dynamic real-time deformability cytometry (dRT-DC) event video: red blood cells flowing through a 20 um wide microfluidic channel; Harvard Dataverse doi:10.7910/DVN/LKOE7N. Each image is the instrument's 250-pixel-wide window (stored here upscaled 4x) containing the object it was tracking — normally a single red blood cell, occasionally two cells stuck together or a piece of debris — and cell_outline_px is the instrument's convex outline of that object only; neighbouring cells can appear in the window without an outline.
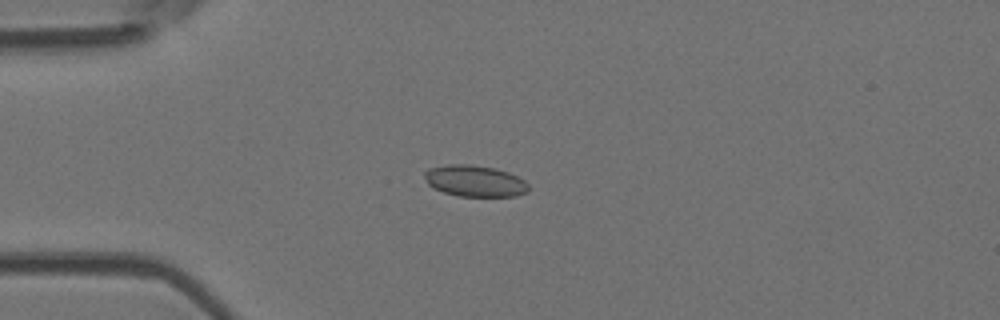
{"species": "Egyptian fruit bat (a non-hibernating species)", "species_latin": "Rousettus aegyptiacus", "temperature_condition": "room temperature", "stored_images_in_passage": 5, "camera_frame_rate_fps": 3000, "um_per_image_px": 0.085, "animal": {"sex": "female"}, "frame": {"image": 1, "passage_image": 2, "time_ms": 1.333, "image_size_px": [1000, 320], "cell_outline_px": [[528, 192], [516, 196], [460, 196], [444, 192], [432, 188], [428, 184], [424, 176], [424, 172], [428, 168], [448, 164], [472, 164], [496, 168], [508, 172], [524, 180], [528, 184]], "centroid_in_image_um": [40.35, 15.37], "position_along_channel_um": 44.7, "area_um2": 19.13}}
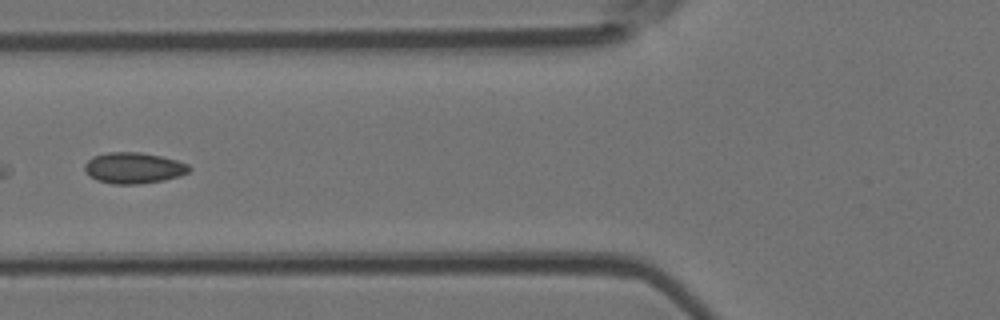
{"frame": {"image": 2, "passage_image": 4, "time_ms": 3.667, "image_size_px": [1000, 320], "cell_outline_px": [[192, 168], [188, 172], [180, 176], [164, 180], [136, 184], [112, 184], [96, 180], [88, 176], [84, 168], [84, 164], [92, 156], [108, 152], [140, 152], [160, 156], [176, 160], [188, 164]], "centroid_in_image_um": [11.33, 14.28], "position_along_channel_um": 114.5, "area_um2": 19.02}}